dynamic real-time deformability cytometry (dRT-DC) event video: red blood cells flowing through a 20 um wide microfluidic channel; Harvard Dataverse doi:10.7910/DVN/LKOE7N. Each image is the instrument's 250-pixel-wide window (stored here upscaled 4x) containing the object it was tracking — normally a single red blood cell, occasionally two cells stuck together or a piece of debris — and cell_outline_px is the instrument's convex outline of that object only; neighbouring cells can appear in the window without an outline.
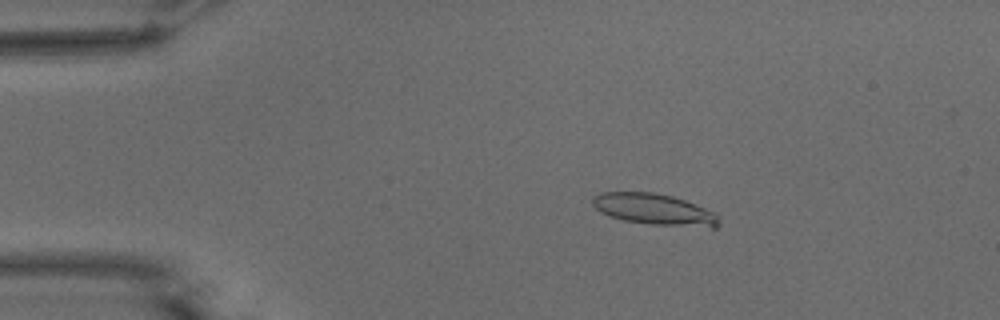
{"species": "common noctule bat (a hibernating species)", "species_latin": "Nyctalus noctula", "temperature_condition": "warm", "stored_images_in_passage": 14, "camera_frame_rate_fps": 3000, "um_per_image_px": 0.085, "animal": {"sex": "male", "body_mass_g": 15.6}, "frame": {"image": 1, "passage_image": 10, "time_ms": 3.0, "image_size_px": [1000, 320], "cell_outline_px": [[720, 224], [716, 228], [712, 228], [652, 224], [624, 220], [600, 212], [592, 204], [592, 196], [600, 192], [652, 192], [672, 196], [684, 200], [716, 212], [720, 216]], "centroid_in_image_um": [55.66, 17.8], "position_along_channel_um": 29.3, "area_um2": 23.12}}